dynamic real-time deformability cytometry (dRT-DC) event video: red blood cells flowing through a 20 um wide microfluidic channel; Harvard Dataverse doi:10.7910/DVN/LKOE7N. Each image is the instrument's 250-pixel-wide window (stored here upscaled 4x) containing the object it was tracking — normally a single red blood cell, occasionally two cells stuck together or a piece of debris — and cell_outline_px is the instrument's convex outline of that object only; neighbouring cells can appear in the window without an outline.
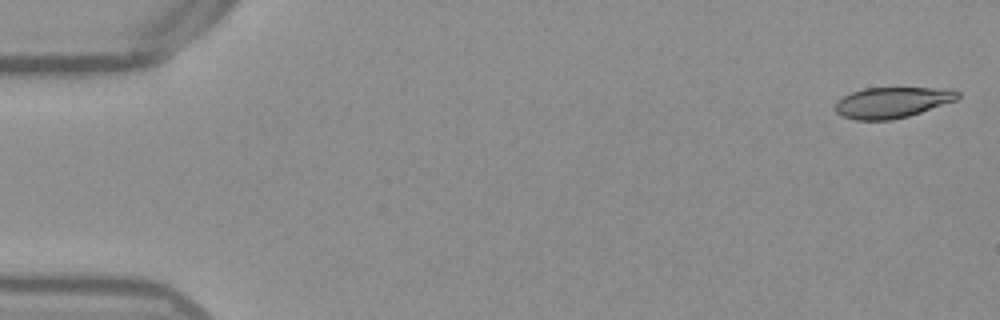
{"species": "Egyptian fruit bat (a non-hibernating species)", "species_latin": "Rousettus aegyptiacus", "temperature_condition": "warm", "stored_images_in_passage": 52, "camera_frame_rate_fps": 3000, "um_per_image_px": 0.085, "frame": {"image": 1, "passage_image": 1, "time_ms": 0.0, "image_size_px": [1000, 320], "cell_outline_px": [[960, 96], [956, 100], [908, 116], [892, 120], [856, 120], [844, 116], [836, 112], [832, 108], [844, 96], [852, 92], [864, 88], [952, 88], [960, 92]], "centroid_in_image_um": [75.85, 8.7], "position_along_channel_um": 9.1, "area_um2": 21.91}}
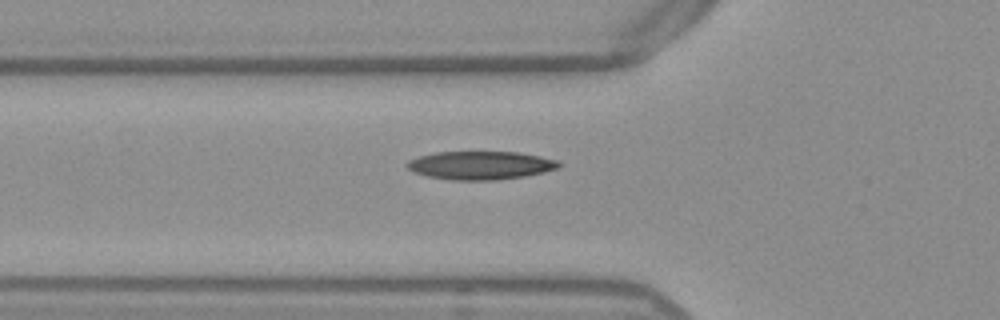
{"frame": {"image": 2, "passage_image": 18, "time_ms": 5.667, "image_size_px": [1000, 320], "cell_outline_px": [[564, 164], [560, 168], [544, 172], [524, 176], [496, 180], [452, 180], [428, 176], [412, 172], [404, 164], [408, 160], [420, 156], [436, 152], [516, 152], [540, 156], [560, 160]], "centroid_in_image_um": [40.88, 14.05], "position_along_channel_um": 84.9, "area_um2": 25.26}}
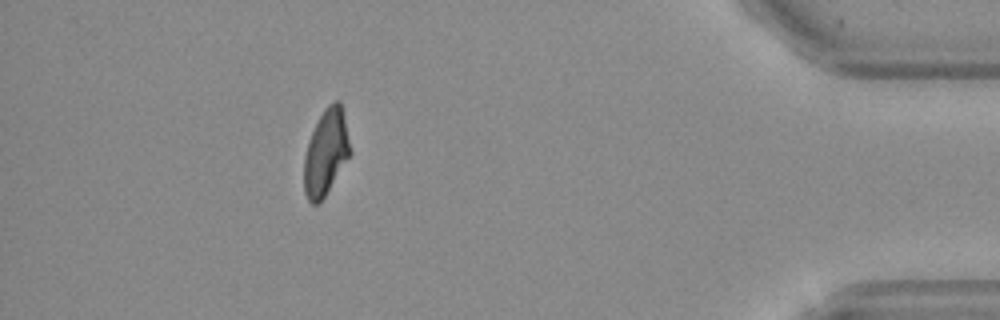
{"frame": {"image": 3, "passage_image": 47, "time_ms": 15.333, "image_size_px": [1000, 320], "cell_outline_px": [[352, 152], [320, 204], [312, 204], [308, 200], [304, 192], [304, 156], [308, 140], [324, 108], [328, 104], [336, 100], [340, 100]], "centroid_in_image_um": [27.7, 12.97], "position_along_channel_um": 407.5, "area_um2": 23.06}, "authors_computed_cell_mechanics": {"area_um2": 23.8714, "velocity_mm_per_s": 3.8574, "shape_relaxation_time_tau1_ms": 5.4368, "shape_relaxation_time_tau2_ms": 5.1906, "deformation_change_tau1": 0.1796, "deformation_change_tau2": 0.1004}}